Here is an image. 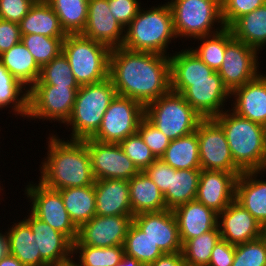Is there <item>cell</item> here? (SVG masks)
Listing matches in <instances>:
<instances>
[{
  "label": "cell",
  "instance_id": "6da1fadb",
  "mask_svg": "<svg viewBox=\"0 0 266 266\" xmlns=\"http://www.w3.org/2000/svg\"><path fill=\"white\" fill-rule=\"evenodd\" d=\"M109 78L117 95L129 97L145 107L171 90L170 55L113 48Z\"/></svg>",
  "mask_w": 266,
  "mask_h": 266
},
{
  "label": "cell",
  "instance_id": "7a4b0ae2",
  "mask_svg": "<svg viewBox=\"0 0 266 266\" xmlns=\"http://www.w3.org/2000/svg\"><path fill=\"white\" fill-rule=\"evenodd\" d=\"M47 143V157L42 160L38 182L53 190L94 185L91 158L84 140L65 141L51 133Z\"/></svg>",
  "mask_w": 266,
  "mask_h": 266
},
{
  "label": "cell",
  "instance_id": "3957f363",
  "mask_svg": "<svg viewBox=\"0 0 266 266\" xmlns=\"http://www.w3.org/2000/svg\"><path fill=\"white\" fill-rule=\"evenodd\" d=\"M214 119L225 132L234 164L242 171H266L262 125L233 112L230 107Z\"/></svg>",
  "mask_w": 266,
  "mask_h": 266
},
{
  "label": "cell",
  "instance_id": "277c9868",
  "mask_svg": "<svg viewBox=\"0 0 266 266\" xmlns=\"http://www.w3.org/2000/svg\"><path fill=\"white\" fill-rule=\"evenodd\" d=\"M147 9V10H146ZM140 8L125 28L122 47L141 52L167 54L168 45L177 40L172 13L168 2L151 8Z\"/></svg>",
  "mask_w": 266,
  "mask_h": 266
},
{
  "label": "cell",
  "instance_id": "5b68a950",
  "mask_svg": "<svg viewBox=\"0 0 266 266\" xmlns=\"http://www.w3.org/2000/svg\"><path fill=\"white\" fill-rule=\"evenodd\" d=\"M116 95L109 77L98 83L81 85L77 90L72 113L64 124L72 128L71 140L91 138L98 131L105 111Z\"/></svg>",
  "mask_w": 266,
  "mask_h": 266
},
{
  "label": "cell",
  "instance_id": "8992f818",
  "mask_svg": "<svg viewBox=\"0 0 266 266\" xmlns=\"http://www.w3.org/2000/svg\"><path fill=\"white\" fill-rule=\"evenodd\" d=\"M62 52L79 86L98 83L109 77L111 49L108 46L82 34H67Z\"/></svg>",
  "mask_w": 266,
  "mask_h": 266
},
{
  "label": "cell",
  "instance_id": "52a82bcc",
  "mask_svg": "<svg viewBox=\"0 0 266 266\" xmlns=\"http://www.w3.org/2000/svg\"><path fill=\"white\" fill-rule=\"evenodd\" d=\"M174 30L177 38L212 35L225 26L221 18V0H170ZM217 23V24H216ZM215 25L216 27L215 29Z\"/></svg>",
  "mask_w": 266,
  "mask_h": 266
},
{
  "label": "cell",
  "instance_id": "ba28073f",
  "mask_svg": "<svg viewBox=\"0 0 266 266\" xmlns=\"http://www.w3.org/2000/svg\"><path fill=\"white\" fill-rule=\"evenodd\" d=\"M145 118L171 141L196 131L203 119L181 94L171 90L145 106Z\"/></svg>",
  "mask_w": 266,
  "mask_h": 266
},
{
  "label": "cell",
  "instance_id": "9c48e42d",
  "mask_svg": "<svg viewBox=\"0 0 266 266\" xmlns=\"http://www.w3.org/2000/svg\"><path fill=\"white\" fill-rule=\"evenodd\" d=\"M79 87L33 85L28 90L29 120H49L65 124L74 106Z\"/></svg>",
  "mask_w": 266,
  "mask_h": 266
},
{
  "label": "cell",
  "instance_id": "30bf717a",
  "mask_svg": "<svg viewBox=\"0 0 266 266\" xmlns=\"http://www.w3.org/2000/svg\"><path fill=\"white\" fill-rule=\"evenodd\" d=\"M144 117L145 107L142 104L129 97L116 95L91 139L103 143H120L137 133Z\"/></svg>",
  "mask_w": 266,
  "mask_h": 266
},
{
  "label": "cell",
  "instance_id": "8fae6325",
  "mask_svg": "<svg viewBox=\"0 0 266 266\" xmlns=\"http://www.w3.org/2000/svg\"><path fill=\"white\" fill-rule=\"evenodd\" d=\"M259 53L255 48L236 40L231 29L225 27V53L217 72L230 93L261 73L258 68Z\"/></svg>",
  "mask_w": 266,
  "mask_h": 266
},
{
  "label": "cell",
  "instance_id": "7c38bea8",
  "mask_svg": "<svg viewBox=\"0 0 266 266\" xmlns=\"http://www.w3.org/2000/svg\"><path fill=\"white\" fill-rule=\"evenodd\" d=\"M171 91L181 94L203 118H214L224 112L231 94L217 71L213 72V80L171 81Z\"/></svg>",
  "mask_w": 266,
  "mask_h": 266
},
{
  "label": "cell",
  "instance_id": "4fadbf2b",
  "mask_svg": "<svg viewBox=\"0 0 266 266\" xmlns=\"http://www.w3.org/2000/svg\"><path fill=\"white\" fill-rule=\"evenodd\" d=\"M24 192L30 203L32 202L30 212L35 217L65 234L72 242L77 239L78 228L71 221L58 190L50 189L40 182H30Z\"/></svg>",
  "mask_w": 266,
  "mask_h": 266
},
{
  "label": "cell",
  "instance_id": "5bb4252c",
  "mask_svg": "<svg viewBox=\"0 0 266 266\" xmlns=\"http://www.w3.org/2000/svg\"><path fill=\"white\" fill-rule=\"evenodd\" d=\"M201 170L242 173L234 164L227 138L214 118H203L197 127Z\"/></svg>",
  "mask_w": 266,
  "mask_h": 266
},
{
  "label": "cell",
  "instance_id": "9a60e30c",
  "mask_svg": "<svg viewBox=\"0 0 266 266\" xmlns=\"http://www.w3.org/2000/svg\"><path fill=\"white\" fill-rule=\"evenodd\" d=\"M84 141L90 154L95 180H130L140 172L119 143H103L91 138Z\"/></svg>",
  "mask_w": 266,
  "mask_h": 266
},
{
  "label": "cell",
  "instance_id": "2e32d148",
  "mask_svg": "<svg viewBox=\"0 0 266 266\" xmlns=\"http://www.w3.org/2000/svg\"><path fill=\"white\" fill-rule=\"evenodd\" d=\"M133 216H98L78 228L73 245L93 247L123 246Z\"/></svg>",
  "mask_w": 266,
  "mask_h": 266
},
{
  "label": "cell",
  "instance_id": "e0dca14e",
  "mask_svg": "<svg viewBox=\"0 0 266 266\" xmlns=\"http://www.w3.org/2000/svg\"><path fill=\"white\" fill-rule=\"evenodd\" d=\"M221 239L232 245L255 240L266 233L263 226L236 200L218 213Z\"/></svg>",
  "mask_w": 266,
  "mask_h": 266
},
{
  "label": "cell",
  "instance_id": "ac0fdd59",
  "mask_svg": "<svg viewBox=\"0 0 266 266\" xmlns=\"http://www.w3.org/2000/svg\"><path fill=\"white\" fill-rule=\"evenodd\" d=\"M82 35L110 49L122 47L125 29L112 15L108 0H89L87 22Z\"/></svg>",
  "mask_w": 266,
  "mask_h": 266
},
{
  "label": "cell",
  "instance_id": "d6986e66",
  "mask_svg": "<svg viewBox=\"0 0 266 266\" xmlns=\"http://www.w3.org/2000/svg\"><path fill=\"white\" fill-rule=\"evenodd\" d=\"M133 223L146 233L163 253L182 251L178 224L172 210L141 213L133 216Z\"/></svg>",
  "mask_w": 266,
  "mask_h": 266
},
{
  "label": "cell",
  "instance_id": "ffe728a7",
  "mask_svg": "<svg viewBox=\"0 0 266 266\" xmlns=\"http://www.w3.org/2000/svg\"><path fill=\"white\" fill-rule=\"evenodd\" d=\"M23 219L35 234L41 258L49 266H59L74 259L73 242L65 234L41 221L31 212Z\"/></svg>",
  "mask_w": 266,
  "mask_h": 266
},
{
  "label": "cell",
  "instance_id": "44dd1931",
  "mask_svg": "<svg viewBox=\"0 0 266 266\" xmlns=\"http://www.w3.org/2000/svg\"><path fill=\"white\" fill-rule=\"evenodd\" d=\"M240 174L201 170L196 200L216 213L222 212L235 200L236 182Z\"/></svg>",
  "mask_w": 266,
  "mask_h": 266
},
{
  "label": "cell",
  "instance_id": "7402d4cb",
  "mask_svg": "<svg viewBox=\"0 0 266 266\" xmlns=\"http://www.w3.org/2000/svg\"><path fill=\"white\" fill-rule=\"evenodd\" d=\"M231 110L253 122H266V74H259L230 94ZM233 106V107H232Z\"/></svg>",
  "mask_w": 266,
  "mask_h": 266
},
{
  "label": "cell",
  "instance_id": "603a6c76",
  "mask_svg": "<svg viewBox=\"0 0 266 266\" xmlns=\"http://www.w3.org/2000/svg\"><path fill=\"white\" fill-rule=\"evenodd\" d=\"M182 244L217 227L218 213L195 200L174 208Z\"/></svg>",
  "mask_w": 266,
  "mask_h": 266
},
{
  "label": "cell",
  "instance_id": "cb8c5ba5",
  "mask_svg": "<svg viewBox=\"0 0 266 266\" xmlns=\"http://www.w3.org/2000/svg\"><path fill=\"white\" fill-rule=\"evenodd\" d=\"M96 215L134 216L129 199L128 180H95Z\"/></svg>",
  "mask_w": 266,
  "mask_h": 266
},
{
  "label": "cell",
  "instance_id": "d4e9b609",
  "mask_svg": "<svg viewBox=\"0 0 266 266\" xmlns=\"http://www.w3.org/2000/svg\"><path fill=\"white\" fill-rule=\"evenodd\" d=\"M262 172L265 171H248L238 176L235 200L266 230V180L257 178Z\"/></svg>",
  "mask_w": 266,
  "mask_h": 266
},
{
  "label": "cell",
  "instance_id": "484cf974",
  "mask_svg": "<svg viewBox=\"0 0 266 266\" xmlns=\"http://www.w3.org/2000/svg\"><path fill=\"white\" fill-rule=\"evenodd\" d=\"M128 182L129 199L134 216L167 209L163 193L144 171L136 174Z\"/></svg>",
  "mask_w": 266,
  "mask_h": 266
},
{
  "label": "cell",
  "instance_id": "4316f807",
  "mask_svg": "<svg viewBox=\"0 0 266 266\" xmlns=\"http://www.w3.org/2000/svg\"><path fill=\"white\" fill-rule=\"evenodd\" d=\"M21 34H40L48 37H66L59 18L45 0H37L19 22Z\"/></svg>",
  "mask_w": 266,
  "mask_h": 266
},
{
  "label": "cell",
  "instance_id": "83f0119b",
  "mask_svg": "<svg viewBox=\"0 0 266 266\" xmlns=\"http://www.w3.org/2000/svg\"><path fill=\"white\" fill-rule=\"evenodd\" d=\"M12 226V227H11ZM8 227L9 254L15 256L25 266H49L37 247L35 234L23 219Z\"/></svg>",
  "mask_w": 266,
  "mask_h": 266
},
{
  "label": "cell",
  "instance_id": "f1b7e54d",
  "mask_svg": "<svg viewBox=\"0 0 266 266\" xmlns=\"http://www.w3.org/2000/svg\"><path fill=\"white\" fill-rule=\"evenodd\" d=\"M0 64L28 90L38 81L41 67L26 46L19 42L0 55Z\"/></svg>",
  "mask_w": 266,
  "mask_h": 266
},
{
  "label": "cell",
  "instance_id": "f546056e",
  "mask_svg": "<svg viewBox=\"0 0 266 266\" xmlns=\"http://www.w3.org/2000/svg\"><path fill=\"white\" fill-rule=\"evenodd\" d=\"M58 191L61 193L71 221L77 228L96 215L94 185L64 188Z\"/></svg>",
  "mask_w": 266,
  "mask_h": 266
},
{
  "label": "cell",
  "instance_id": "4dcf8cb0",
  "mask_svg": "<svg viewBox=\"0 0 266 266\" xmlns=\"http://www.w3.org/2000/svg\"><path fill=\"white\" fill-rule=\"evenodd\" d=\"M213 72L189 47L170 55L171 81L213 80Z\"/></svg>",
  "mask_w": 266,
  "mask_h": 266
},
{
  "label": "cell",
  "instance_id": "1f68e13d",
  "mask_svg": "<svg viewBox=\"0 0 266 266\" xmlns=\"http://www.w3.org/2000/svg\"><path fill=\"white\" fill-rule=\"evenodd\" d=\"M201 169H179L171 167L169 189L163 194L166 208L173 210L177 206L195 200Z\"/></svg>",
  "mask_w": 266,
  "mask_h": 266
},
{
  "label": "cell",
  "instance_id": "d6a6232c",
  "mask_svg": "<svg viewBox=\"0 0 266 266\" xmlns=\"http://www.w3.org/2000/svg\"><path fill=\"white\" fill-rule=\"evenodd\" d=\"M161 159L176 170L201 169L197 130L170 141Z\"/></svg>",
  "mask_w": 266,
  "mask_h": 266
},
{
  "label": "cell",
  "instance_id": "836d02e7",
  "mask_svg": "<svg viewBox=\"0 0 266 266\" xmlns=\"http://www.w3.org/2000/svg\"><path fill=\"white\" fill-rule=\"evenodd\" d=\"M230 29L236 40L260 52L266 45V6L240 17Z\"/></svg>",
  "mask_w": 266,
  "mask_h": 266
},
{
  "label": "cell",
  "instance_id": "e575fe53",
  "mask_svg": "<svg viewBox=\"0 0 266 266\" xmlns=\"http://www.w3.org/2000/svg\"><path fill=\"white\" fill-rule=\"evenodd\" d=\"M59 18L66 34H82L89 0H45Z\"/></svg>",
  "mask_w": 266,
  "mask_h": 266
},
{
  "label": "cell",
  "instance_id": "d590c367",
  "mask_svg": "<svg viewBox=\"0 0 266 266\" xmlns=\"http://www.w3.org/2000/svg\"><path fill=\"white\" fill-rule=\"evenodd\" d=\"M7 107L14 115L26 118L28 89L0 64V110Z\"/></svg>",
  "mask_w": 266,
  "mask_h": 266
},
{
  "label": "cell",
  "instance_id": "8d00e7d4",
  "mask_svg": "<svg viewBox=\"0 0 266 266\" xmlns=\"http://www.w3.org/2000/svg\"><path fill=\"white\" fill-rule=\"evenodd\" d=\"M221 239L218 226L182 244V255L186 266H208L212 250Z\"/></svg>",
  "mask_w": 266,
  "mask_h": 266
},
{
  "label": "cell",
  "instance_id": "74e56055",
  "mask_svg": "<svg viewBox=\"0 0 266 266\" xmlns=\"http://www.w3.org/2000/svg\"><path fill=\"white\" fill-rule=\"evenodd\" d=\"M123 247L125 254L134 257L144 266H148L164 254L133 222L128 229Z\"/></svg>",
  "mask_w": 266,
  "mask_h": 266
},
{
  "label": "cell",
  "instance_id": "f35d334b",
  "mask_svg": "<svg viewBox=\"0 0 266 266\" xmlns=\"http://www.w3.org/2000/svg\"><path fill=\"white\" fill-rule=\"evenodd\" d=\"M77 253H79L77 255ZM73 262L77 266H115L123 258V246L93 247L88 245H73ZM78 256V257H77Z\"/></svg>",
  "mask_w": 266,
  "mask_h": 266
},
{
  "label": "cell",
  "instance_id": "ab89813d",
  "mask_svg": "<svg viewBox=\"0 0 266 266\" xmlns=\"http://www.w3.org/2000/svg\"><path fill=\"white\" fill-rule=\"evenodd\" d=\"M21 42L42 67L62 52V43L66 37H48L40 34H21Z\"/></svg>",
  "mask_w": 266,
  "mask_h": 266
},
{
  "label": "cell",
  "instance_id": "60d3db41",
  "mask_svg": "<svg viewBox=\"0 0 266 266\" xmlns=\"http://www.w3.org/2000/svg\"><path fill=\"white\" fill-rule=\"evenodd\" d=\"M34 85L80 87L63 52L41 67L39 79Z\"/></svg>",
  "mask_w": 266,
  "mask_h": 266
},
{
  "label": "cell",
  "instance_id": "b9f144b4",
  "mask_svg": "<svg viewBox=\"0 0 266 266\" xmlns=\"http://www.w3.org/2000/svg\"><path fill=\"white\" fill-rule=\"evenodd\" d=\"M196 39L200 41V45L190 49L210 68L218 71L225 53V27L215 34Z\"/></svg>",
  "mask_w": 266,
  "mask_h": 266
},
{
  "label": "cell",
  "instance_id": "7bdbcfd3",
  "mask_svg": "<svg viewBox=\"0 0 266 266\" xmlns=\"http://www.w3.org/2000/svg\"><path fill=\"white\" fill-rule=\"evenodd\" d=\"M232 266H266V233L255 240L235 245Z\"/></svg>",
  "mask_w": 266,
  "mask_h": 266
},
{
  "label": "cell",
  "instance_id": "ee69618b",
  "mask_svg": "<svg viewBox=\"0 0 266 266\" xmlns=\"http://www.w3.org/2000/svg\"><path fill=\"white\" fill-rule=\"evenodd\" d=\"M119 145L140 172L144 171L156 160L138 133L128 136Z\"/></svg>",
  "mask_w": 266,
  "mask_h": 266
},
{
  "label": "cell",
  "instance_id": "f6af8a7d",
  "mask_svg": "<svg viewBox=\"0 0 266 266\" xmlns=\"http://www.w3.org/2000/svg\"><path fill=\"white\" fill-rule=\"evenodd\" d=\"M266 0H221V18L230 28L240 17L264 6Z\"/></svg>",
  "mask_w": 266,
  "mask_h": 266
},
{
  "label": "cell",
  "instance_id": "bcb514c9",
  "mask_svg": "<svg viewBox=\"0 0 266 266\" xmlns=\"http://www.w3.org/2000/svg\"><path fill=\"white\" fill-rule=\"evenodd\" d=\"M137 133L141 136L156 159L163 156L171 141L145 117L141 120Z\"/></svg>",
  "mask_w": 266,
  "mask_h": 266
},
{
  "label": "cell",
  "instance_id": "7dc6e473",
  "mask_svg": "<svg viewBox=\"0 0 266 266\" xmlns=\"http://www.w3.org/2000/svg\"><path fill=\"white\" fill-rule=\"evenodd\" d=\"M139 0H108L109 9L114 18L124 27L131 23L141 8Z\"/></svg>",
  "mask_w": 266,
  "mask_h": 266
},
{
  "label": "cell",
  "instance_id": "c3c4849f",
  "mask_svg": "<svg viewBox=\"0 0 266 266\" xmlns=\"http://www.w3.org/2000/svg\"><path fill=\"white\" fill-rule=\"evenodd\" d=\"M37 0H0V19L19 23Z\"/></svg>",
  "mask_w": 266,
  "mask_h": 266
},
{
  "label": "cell",
  "instance_id": "681fc988",
  "mask_svg": "<svg viewBox=\"0 0 266 266\" xmlns=\"http://www.w3.org/2000/svg\"><path fill=\"white\" fill-rule=\"evenodd\" d=\"M144 173L157 185L159 190L164 194L170 187L171 166L161 158L156 159L148 166Z\"/></svg>",
  "mask_w": 266,
  "mask_h": 266
},
{
  "label": "cell",
  "instance_id": "f907efd6",
  "mask_svg": "<svg viewBox=\"0 0 266 266\" xmlns=\"http://www.w3.org/2000/svg\"><path fill=\"white\" fill-rule=\"evenodd\" d=\"M19 23L0 19V55L21 42Z\"/></svg>",
  "mask_w": 266,
  "mask_h": 266
},
{
  "label": "cell",
  "instance_id": "816d5d0a",
  "mask_svg": "<svg viewBox=\"0 0 266 266\" xmlns=\"http://www.w3.org/2000/svg\"><path fill=\"white\" fill-rule=\"evenodd\" d=\"M235 245L220 239L214 246L208 266H232Z\"/></svg>",
  "mask_w": 266,
  "mask_h": 266
},
{
  "label": "cell",
  "instance_id": "f5cc1de1",
  "mask_svg": "<svg viewBox=\"0 0 266 266\" xmlns=\"http://www.w3.org/2000/svg\"><path fill=\"white\" fill-rule=\"evenodd\" d=\"M148 266H186L181 252L164 253Z\"/></svg>",
  "mask_w": 266,
  "mask_h": 266
},
{
  "label": "cell",
  "instance_id": "db71d44e",
  "mask_svg": "<svg viewBox=\"0 0 266 266\" xmlns=\"http://www.w3.org/2000/svg\"><path fill=\"white\" fill-rule=\"evenodd\" d=\"M9 254V240L7 232L3 234L0 232V259L4 258Z\"/></svg>",
  "mask_w": 266,
  "mask_h": 266
},
{
  "label": "cell",
  "instance_id": "11a10c76",
  "mask_svg": "<svg viewBox=\"0 0 266 266\" xmlns=\"http://www.w3.org/2000/svg\"><path fill=\"white\" fill-rule=\"evenodd\" d=\"M115 266H144V265L141 264L134 257L124 254L121 261L118 262Z\"/></svg>",
  "mask_w": 266,
  "mask_h": 266
},
{
  "label": "cell",
  "instance_id": "9f6ffc18",
  "mask_svg": "<svg viewBox=\"0 0 266 266\" xmlns=\"http://www.w3.org/2000/svg\"><path fill=\"white\" fill-rule=\"evenodd\" d=\"M0 266H25L15 256L8 254L0 259Z\"/></svg>",
  "mask_w": 266,
  "mask_h": 266
},
{
  "label": "cell",
  "instance_id": "6f0895ef",
  "mask_svg": "<svg viewBox=\"0 0 266 266\" xmlns=\"http://www.w3.org/2000/svg\"><path fill=\"white\" fill-rule=\"evenodd\" d=\"M263 136H264V147L266 151V122L262 124Z\"/></svg>",
  "mask_w": 266,
  "mask_h": 266
},
{
  "label": "cell",
  "instance_id": "680465c9",
  "mask_svg": "<svg viewBox=\"0 0 266 266\" xmlns=\"http://www.w3.org/2000/svg\"><path fill=\"white\" fill-rule=\"evenodd\" d=\"M59 266H77V265L72 260V261H70L68 263H65V264H62V265H59Z\"/></svg>",
  "mask_w": 266,
  "mask_h": 266
}]
</instances>
